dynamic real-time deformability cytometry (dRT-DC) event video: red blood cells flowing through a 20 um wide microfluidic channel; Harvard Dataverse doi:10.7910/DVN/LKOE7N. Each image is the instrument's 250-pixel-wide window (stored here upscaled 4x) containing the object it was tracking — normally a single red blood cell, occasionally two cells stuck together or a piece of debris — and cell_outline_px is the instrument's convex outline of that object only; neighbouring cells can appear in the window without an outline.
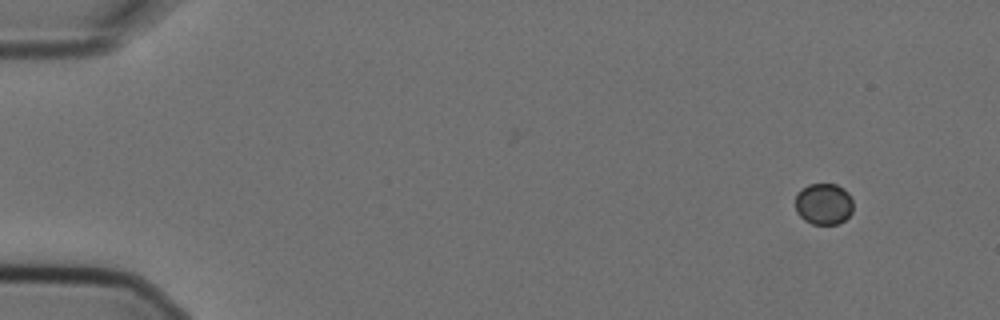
{"species": "Egyptian fruit bat (a non-hibernating species)", "species_latin": "Rousettus aegyptiacus", "temperature_condition": "cold", "stored_images_in_passage": 4, "camera_frame_rate_fps": 3000, "um_per_image_px": 0.085, "animal": {"sex": "female"}, "frame": {"image": 1, "passage_image": 1, "time_ms": 0.0, "image_size_px": [1000, 320], "cell_outline_px": [[852, 212], [844, 220], [836, 224], [812, 224], [804, 220], [796, 212], [796, 192], [800, 188], [808, 184], [836, 184], [844, 188], [848, 192], [852, 200]], "centroid_in_image_um": [69.99, 17.32], "position_along_channel_um": 15.0, "area_um2": 14.1}}
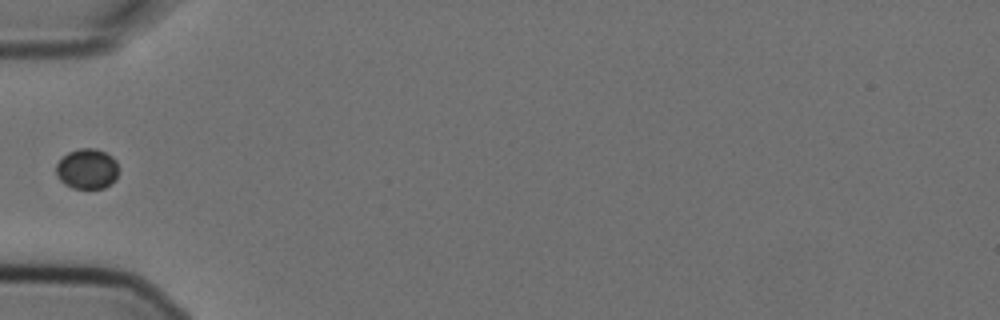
{"frame": {"image": 2, "passage_image": 4, "time_ms": 1.0, "image_size_px": [1000, 320], "cell_outline_px": [[116, 180], [104, 188], [72, 188], [64, 184], [56, 176], [56, 164], [68, 152], [80, 148], [96, 148], [112, 156], [116, 160]], "centroid_in_image_um": [7.38, 14.35], "position_along_channel_um": 77.6, "area_um2": 14.62}}